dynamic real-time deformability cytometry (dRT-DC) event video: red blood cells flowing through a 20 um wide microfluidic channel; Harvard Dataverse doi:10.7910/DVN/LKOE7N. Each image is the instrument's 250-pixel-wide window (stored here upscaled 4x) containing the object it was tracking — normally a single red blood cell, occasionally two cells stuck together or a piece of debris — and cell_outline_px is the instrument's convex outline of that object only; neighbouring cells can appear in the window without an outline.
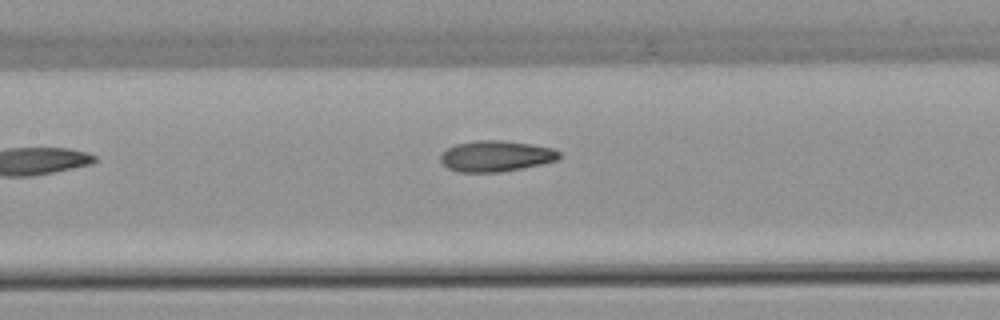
{"species": "common noctule bat (a hibernating species)", "species_latin": "Nyctalus noctula", "temperature_condition": "warm", "stored_images_in_passage": 7, "camera_frame_rate_fps": 3000, "um_per_image_px": 0.085, "animal": {"sex": "female", "body_mass_g": 22.7, "forearm_length_mm": 54.2}, "frame": {"image": 1, "passage_image": 7, "time_ms": 7.333, "image_size_px": [1000, 320], "cell_outline_px": [[560, 160], [500, 172], [460, 172], [448, 168], [440, 160], [440, 156], [448, 148], [456, 144], [476, 140], [500, 140], [528, 144], [552, 148], [560, 152]], "centroid_in_image_um": [42.16, 13.27], "position_along_channel_um": 165.2, "area_um2": 21.15}}